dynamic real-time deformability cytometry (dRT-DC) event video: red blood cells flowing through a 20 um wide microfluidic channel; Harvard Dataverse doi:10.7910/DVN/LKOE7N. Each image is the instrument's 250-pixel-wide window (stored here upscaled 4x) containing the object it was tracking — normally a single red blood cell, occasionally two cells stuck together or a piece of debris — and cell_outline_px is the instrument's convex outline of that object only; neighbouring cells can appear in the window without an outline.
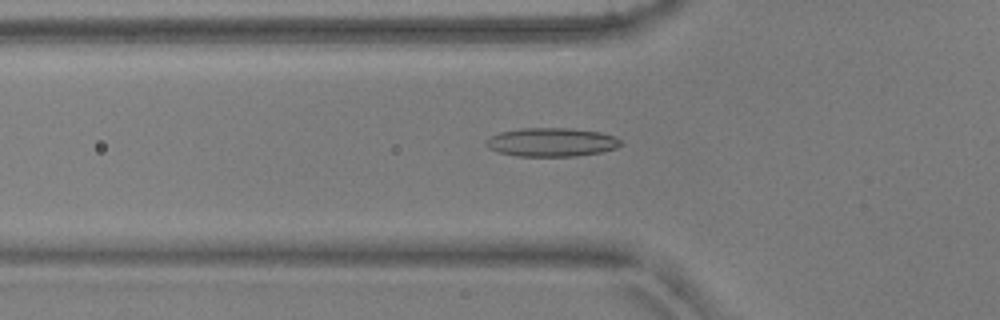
{"species": "common noctule bat (a hibernating species)", "species_latin": "Nyctalus noctula", "temperature_condition": "warm", "stored_images_in_passage": 52, "camera_frame_rate_fps": 3000, "um_per_image_px": 0.085, "animal": {"sex": "male", "body_mass_g": 17.9, "forearm_length_mm": 54.2}, "frame": {"image": 1, "passage_image": 18, "time_ms": 5.667, "image_size_px": [1000, 320], "cell_outline_px": [[620, 144], [616, 148], [600, 152], [576, 156], [516, 156], [500, 152], [488, 148], [484, 144], [484, 140], [488, 136], [500, 132], [520, 128], [572, 128], [600, 132], [612, 136], [620, 140]], "centroid_in_image_um": [46.8, 12.08], "position_along_channel_um": 79.0, "area_um2": 22.54}}
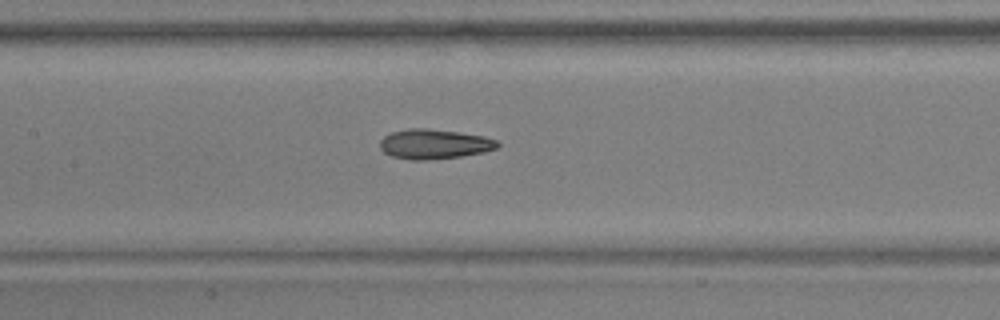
{"frame": {"image": 2, "passage_image": 25, "time_ms": 8.0, "image_size_px": [1000, 320], "cell_outline_px": [[500, 144], [496, 148], [484, 152], [460, 156], [424, 160], [408, 160], [392, 156], [384, 152], [380, 148], [380, 140], [384, 136], [392, 132], [408, 128], [428, 128], [484, 136], [496, 140]], "centroid_in_image_um": [36.88, 12.24], "position_along_channel_um": 170.5, "area_um2": 20.29}}
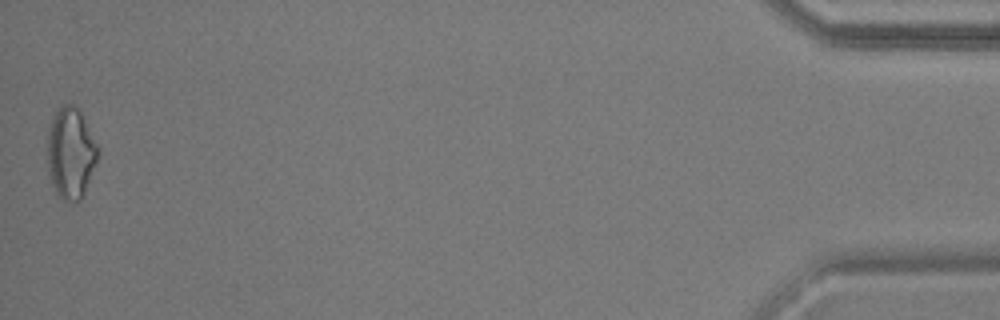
{"frame": {"image": 3, "passage_image": 52, "time_ms": 17.0, "image_size_px": [1000, 320], "cell_outline_px": [[100, 152], [84, 192], [80, 200], [64, 200], [56, 196], [48, 176], [48, 132], [52, 120], [60, 104], [76, 104], [100, 148]], "centroid_in_image_um": [6.01, 13.0], "position_along_channel_um": 429.2, "area_um2": 26.88}, "authors_computed_cell_mechanics": {"area_um2": 20.8369, "velocity_mm_per_s": 3.8781, "shape_relaxation_time_tau1_ms": null, "shape_relaxation_time_tau2_ms": 3.6559, "deformation_change_tau1": null, "deformation_change_tau2": 0.1284}}